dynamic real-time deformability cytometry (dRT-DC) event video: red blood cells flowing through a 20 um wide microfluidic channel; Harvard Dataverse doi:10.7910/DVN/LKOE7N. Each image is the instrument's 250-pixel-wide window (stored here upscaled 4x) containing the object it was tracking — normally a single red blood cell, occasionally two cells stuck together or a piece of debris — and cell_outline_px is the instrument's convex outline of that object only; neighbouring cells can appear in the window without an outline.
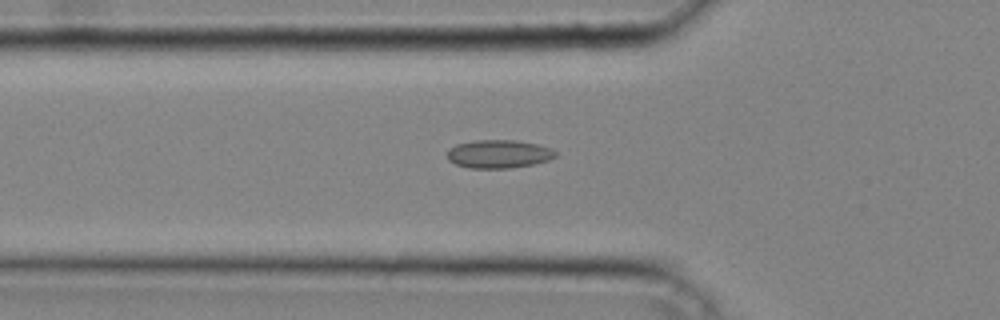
{"species": "common noctule bat (a hibernating species)", "species_latin": "Nyctalus noctula", "temperature_condition": "cold", "stored_images_in_passage": 40, "camera_frame_rate_fps": 3000, "um_per_image_px": 0.085, "animal": {"sex": "male", "body_mass_g": 20.4}, "frame": {"image": 1, "passage_image": 14, "time_ms": 4.333, "image_size_px": [1000, 320], "cell_outline_px": [[556, 156], [548, 160], [532, 164], [512, 168], [468, 168], [456, 164], [448, 160], [448, 152], [456, 144], [476, 140], [516, 140], [536, 144], [552, 148], [556, 152]], "centroid_in_image_um": [42.4, 13.09], "position_along_channel_um": 83.4, "area_um2": 17.74}}
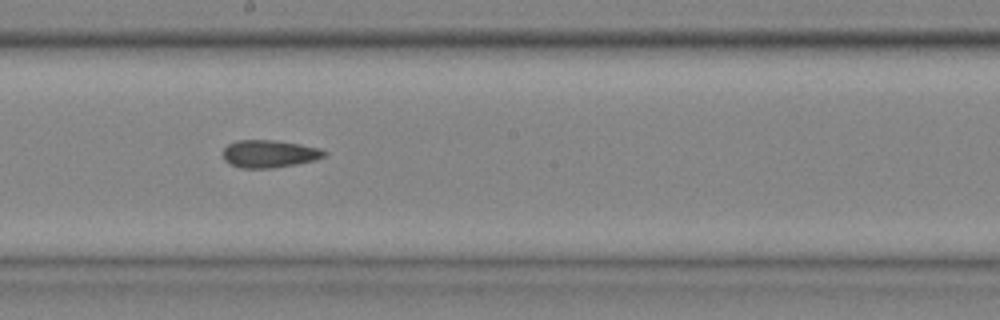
{"frame": {"image": 2, "passage_image": 23, "time_ms": 7.333, "image_size_px": [1000, 320], "cell_outline_px": [[328, 156], [316, 160], [296, 164], [272, 168], [244, 168], [232, 164], [224, 160], [224, 148], [228, 144], [236, 140], [276, 140], [300, 144], [320, 148], [328, 152]], "centroid_in_image_um": [22.95, 13.06], "position_along_channel_um": 225.2, "area_um2": 16.36}}
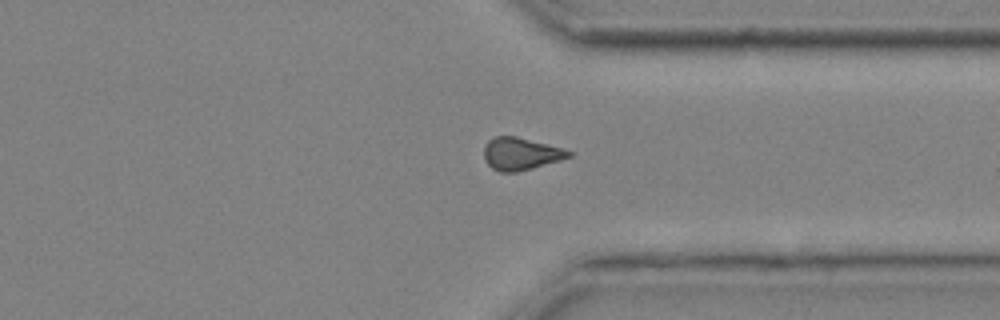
{"frame": {"image": 3, "passage_image": 32, "time_ms": 10.333, "image_size_px": [1000, 320], "cell_outline_px": [[572, 156], [560, 160], [532, 168], [516, 172], [500, 172], [492, 168], [484, 160], [484, 148], [488, 140], [492, 136], [516, 136], [564, 148], [572, 152]], "centroid_in_image_um": [44.25, 13.06], "position_along_channel_um": 367.1, "area_um2": 16.07}}